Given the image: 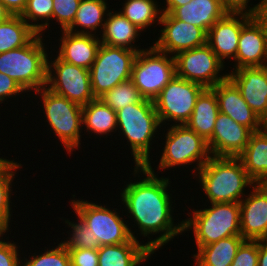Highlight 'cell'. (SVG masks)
<instances>
[{"label": "cell", "mask_w": 267, "mask_h": 266, "mask_svg": "<svg viewBox=\"0 0 267 266\" xmlns=\"http://www.w3.org/2000/svg\"><path fill=\"white\" fill-rule=\"evenodd\" d=\"M70 221V218L59 217L65 225V228H70L66 231L67 238L63 237L61 243L66 247L67 250L72 249H99L101 246L98 239L91 233V230L86 226V224L78 217ZM77 219V220H76ZM65 238V239H64Z\"/></svg>", "instance_id": "34"}, {"label": "cell", "mask_w": 267, "mask_h": 266, "mask_svg": "<svg viewBox=\"0 0 267 266\" xmlns=\"http://www.w3.org/2000/svg\"><path fill=\"white\" fill-rule=\"evenodd\" d=\"M237 157L255 183L267 174V126L251 133L247 146Z\"/></svg>", "instance_id": "29"}, {"label": "cell", "mask_w": 267, "mask_h": 266, "mask_svg": "<svg viewBox=\"0 0 267 266\" xmlns=\"http://www.w3.org/2000/svg\"><path fill=\"white\" fill-rule=\"evenodd\" d=\"M252 131L219 112L212 137L207 141L212 156L237 157L247 146Z\"/></svg>", "instance_id": "18"}, {"label": "cell", "mask_w": 267, "mask_h": 266, "mask_svg": "<svg viewBox=\"0 0 267 266\" xmlns=\"http://www.w3.org/2000/svg\"><path fill=\"white\" fill-rule=\"evenodd\" d=\"M75 195L74 193L70 198L72 200L68 201L72 212L91 230L100 246L126 243L132 239L126 217H123L121 202L118 208H114V205L110 207L111 204H102L101 201L99 204L98 201L85 200L83 197L78 199Z\"/></svg>", "instance_id": "8"}, {"label": "cell", "mask_w": 267, "mask_h": 266, "mask_svg": "<svg viewBox=\"0 0 267 266\" xmlns=\"http://www.w3.org/2000/svg\"><path fill=\"white\" fill-rule=\"evenodd\" d=\"M49 54L46 88L81 106L96 99L90 70L64 62L52 50Z\"/></svg>", "instance_id": "12"}, {"label": "cell", "mask_w": 267, "mask_h": 266, "mask_svg": "<svg viewBox=\"0 0 267 266\" xmlns=\"http://www.w3.org/2000/svg\"><path fill=\"white\" fill-rule=\"evenodd\" d=\"M230 65L233 66L230 71L242 67L267 66V32L257 16H253L242 27L237 55Z\"/></svg>", "instance_id": "17"}, {"label": "cell", "mask_w": 267, "mask_h": 266, "mask_svg": "<svg viewBox=\"0 0 267 266\" xmlns=\"http://www.w3.org/2000/svg\"><path fill=\"white\" fill-rule=\"evenodd\" d=\"M191 0H163L164 6L162 7L163 13H172L177 7L183 6L189 3Z\"/></svg>", "instance_id": "44"}, {"label": "cell", "mask_w": 267, "mask_h": 266, "mask_svg": "<svg viewBox=\"0 0 267 266\" xmlns=\"http://www.w3.org/2000/svg\"><path fill=\"white\" fill-rule=\"evenodd\" d=\"M160 3V4H158ZM161 2L157 0H123L119 4L122 8L118 10L126 17L132 24L139 28L143 33L150 31V27L159 26L162 17Z\"/></svg>", "instance_id": "31"}, {"label": "cell", "mask_w": 267, "mask_h": 266, "mask_svg": "<svg viewBox=\"0 0 267 266\" xmlns=\"http://www.w3.org/2000/svg\"><path fill=\"white\" fill-rule=\"evenodd\" d=\"M9 235L12 236L11 233L0 234V266H22L21 252L25 247L11 239L9 241Z\"/></svg>", "instance_id": "38"}, {"label": "cell", "mask_w": 267, "mask_h": 266, "mask_svg": "<svg viewBox=\"0 0 267 266\" xmlns=\"http://www.w3.org/2000/svg\"><path fill=\"white\" fill-rule=\"evenodd\" d=\"M132 238L129 242L102 245L98 249L99 266H140L149 261L153 254L146 242Z\"/></svg>", "instance_id": "23"}, {"label": "cell", "mask_w": 267, "mask_h": 266, "mask_svg": "<svg viewBox=\"0 0 267 266\" xmlns=\"http://www.w3.org/2000/svg\"><path fill=\"white\" fill-rule=\"evenodd\" d=\"M99 99L115 112L127 105L144 100L131 79L121 82L110 91L105 92Z\"/></svg>", "instance_id": "36"}, {"label": "cell", "mask_w": 267, "mask_h": 266, "mask_svg": "<svg viewBox=\"0 0 267 266\" xmlns=\"http://www.w3.org/2000/svg\"><path fill=\"white\" fill-rule=\"evenodd\" d=\"M159 27L160 34L152 45L171 56L207 44V33L202 28L176 19L171 13L162 14Z\"/></svg>", "instance_id": "14"}, {"label": "cell", "mask_w": 267, "mask_h": 266, "mask_svg": "<svg viewBox=\"0 0 267 266\" xmlns=\"http://www.w3.org/2000/svg\"><path fill=\"white\" fill-rule=\"evenodd\" d=\"M23 166L14 158L13 160L6 158L0 164V234H8L13 231L11 227L14 221L12 213H14L15 209L13 210L12 207H17L13 206L15 203L12 202L14 201L12 196L16 194V192H13V187L15 186L13 184L16 182L13 181L16 179L18 170L22 171Z\"/></svg>", "instance_id": "26"}, {"label": "cell", "mask_w": 267, "mask_h": 266, "mask_svg": "<svg viewBox=\"0 0 267 266\" xmlns=\"http://www.w3.org/2000/svg\"><path fill=\"white\" fill-rule=\"evenodd\" d=\"M162 128L163 137H160L164 141L161 140L162 143L159 144H162L164 147L157 152L158 154L162 152L159 154L160 159L159 161L157 158L155 161L150 160L145 167L152 173L159 170V175L160 172L165 174V172L172 170V168L175 170L176 168L178 170L182 169L180 170L181 172L184 167L186 169L193 167V169H188L189 172H192V178L212 156L207 141L186 124L171 125L167 126V128L164 126ZM155 162L159 164L156 166ZM154 165L155 167L153 168Z\"/></svg>", "instance_id": "4"}, {"label": "cell", "mask_w": 267, "mask_h": 266, "mask_svg": "<svg viewBox=\"0 0 267 266\" xmlns=\"http://www.w3.org/2000/svg\"><path fill=\"white\" fill-rule=\"evenodd\" d=\"M219 112L215 92L211 88H205L198 96L186 125L208 141L212 137Z\"/></svg>", "instance_id": "28"}, {"label": "cell", "mask_w": 267, "mask_h": 266, "mask_svg": "<svg viewBox=\"0 0 267 266\" xmlns=\"http://www.w3.org/2000/svg\"><path fill=\"white\" fill-rule=\"evenodd\" d=\"M252 17L247 13L228 12L208 30L207 45L225 65L229 59L231 62L236 58L241 29Z\"/></svg>", "instance_id": "16"}, {"label": "cell", "mask_w": 267, "mask_h": 266, "mask_svg": "<svg viewBox=\"0 0 267 266\" xmlns=\"http://www.w3.org/2000/svg\"><path fill=\"white\" fill-rule=\"evenodd\" d=\"M82 123L84 135L88 134L90 139H92L90 137L92 134H94L95 139L99 137V141L102 140L101 138L110 139L112 136L114 138L116 136L113 135L117 133L116 112L99 98L82 106Z\"/></svg>", "instance_id": "24"}, {"label": "cell", "mask_w": 267, "mask_h": 266, "mask_svg": "<svg viewBox=\"0 0 267 266\" xmlns=\"http://www.w3.org/2000/svg\"><path fill=\"white\" fill-rule=\"evenodd\" d=\"M12 15H21L27 0H0Z\"/></svg>", "instance_id": "43"}, {"label": "cell", "mask_w": 267, "mask_h": 266, "mask_svg": "<svg viewBox=\"0 0 267 266\" xmlns=\"http://www.w3.org/2000/svg\"><path fill=\"white\" fill-rule=\"evenodd\" d=\"M46 37L37 34L27 45L0 53V72L18 82L29 95L46 86L50 55Z\"/></svg>", "instance_id": "7"}, {"label": "cell", "mask_w": 267, "mask_h": 266, "mask_svg": "<svg viewBox=\"0 0 267 266\" xmlns=\"http://www.w3.org/2000/svg\"><path fill=\"white\" fill-rule=\"evenodd\" d=\"M217 97L219 111L234 121L248 127L252 132L261 130L265 124L243 99L236 85L227 78L211 88Z\"/></svg>", "instance_id": "21"}, {"label": "cell", "mask_w": 267, "mask_h": 266, "mask_svg": "<svg viewBox=\"0 0 267 266\" xmlns=\"http://www.w3.org/2000/svg\"><path fill=\"white\" fill-rule=\"evenodd\" d=\"M54 33H60L61 36L55 40L58 44L52 51L64 62L90 70L101 46L99 36L67 30H56Z\"/></svg>", "instance_id": "19"}, {"label": "cell", "mask_w": 267, "mask_h": 266, "mask_svg": "<svg viewBox=\"0 0 267 266\" xmlns=\"http://www.w3.org/2000/svg\"><path fill=\"white\" fill-rule=\"evenodd\" d=\"M175 75L174 56L150 45L138 52L131 80L144 99L154 101Z\"/></svg>", "instance_id": "9"}, {"label": "cell", "mask_w": 267, "mask_h": 266, "mask_svg": "<svg viewBox=\"0 0 267 266\" xmlns=\"http://www.w3.org/2000/svg\"><path fill=\"white\" fill-rule=\"evenodd\" d=\"M253 4V0H222L225 9L232 13H247L256 16L264 0H258ZM251 2V3H250Z\"/></svg>", "instance_id": "42"}, {"label": "cell", "mask_w": 267, "mask_h": 266, "mask_svg": "<svg viewBox=\"0 0 267 266\" xmlns=\"http://www.w3.org/2000/svg\"><path fill=\"white\" fill-rule=\"evenodd\" d=\"M133 167V171L129 175H132L133 178L129 177L130 179L124 181L122 189L118 188L119 195L115 194L118 200L117 198L113 200H116L117 204L118 201L121 202L126 219H131L127 220V223L132 238L138 241L141 240L139 236L144 237L145 241L147 238V248L156 254L155 252L163 249V246L168 245L170 241L173 242L175 237L178 239L180 235H184L183 221L175 222L178 214L182 215V213L173 216L177 210L175 209L177 205L175 200L177 199H175L176 194H172L176 190L172 189L174 187L169 178L171 176L161 175L159 177L157 172L152 173L145 166Z\"/></svg>", "instance_id": "1"}, {"label": "cell", "mask_w": 267, "mask_h": 266, "mask_svg": "<svg viewBox=\"0 0 267 266\" xmlns=\"http://www.w3.org/2000/svg\"><path fill=\"white\" fill-rule=\"evenodd\" d=\"M116 116L118 132L116 135L121 136V145L127 140L124 147L125 149L129 147L128 150H131L134 166H145L150 160H153V155L150 156L151 150H155L153 144L156 143L159 150L160 145L156 139L158 138L160 141L159 136L162 135L159 133L162 125L154 101L144 99L140 103L127 105L116 111ZM126 145H128L127 148Z\"/></svg>", "instance_id": "3"}, {"label": "cell", "mask_w": 267, "mask_h": 266, "mask_svg": "<svg viewBox=\"0 0 267 266\" xmlns=\"http://www.w3.org/2000/svg\"><path fill=\"white\" fill-rule=\"evenodd\" d=\"M174 60L176 76L204 88H212L228 78L229 65H225L207 44L179 52Z\"/></svg>", "instance_id": "13"}, {"label": "cell", "mask_w": 267, "mask_h": 266, "mask_svg": "<svg viewBox=\"0 0 267 266\" xmlns=\"http://www.w3.org/2000/svg\"><path fill=\"white\" fill-rule=\"evenodd\" d=\"M36 35L20 15H12L0 23V53L23 47Z\"/></svg>", "instance_id": "32"}, {"label": "cell", "mask_w": 267, "mask_h": 266, "mask_svg": "<svg viewBox=\"0 0 267 266\" xmlns=\"http://www.w3.org/2000/svg\"><path fill=\"white\" fill-rule=\"evenodd\" d=\"M25 95L30 98L29 93H27L18 82L10 78L8 75L0 72V105L6 101L7 103L4 104H8L12 98L13 100H16L17 98V101H19V98L22 97L24 100L23 97H25Z\"/></svg>", "instance_id": "40"}, {"label": "cell", "mask_w": 267, "mask_h": 266, "mask_svg": "<svg viewBox=\"0 0 267 266\" xmlns=\"http://www.w3.org/2000/svg\"><path fill=\"white\" fill-rule=\"evenodd\" d=\"M6 158H8V156L6 157V156H4V157H0V164L6 159Z\"/></svg>", "instance_id": "49"}, {"label": "cell", "mask_w": 267, "mask_h": 266, "mask_svg": "<svg viewBox=\"0 0 267 266\" xmlns=\"http://www.w3.org/2000/svg\"><path fill=\"white\" fill-rule=\"evenodd\" d=\"M81 0H53L52 23H57L60 31L67 30L73 23Z\"/></svg>", "instance_id": "37"}, {"label": "cell", "mask_w": 267, "mask_h": 266, "mask_svg": "<svg viewBox=\"0 0 267 266\" xmlns=\"http://www.w3.org/2000/svg\"><path fill=\"white\" fill-rule=\"evenodd\" d=\"M259 240H244L230 266H258Z\"/></svg>", "instance_id": "39"}, {"label": "cell", "mask_w": 267, "mask_h": 266, "mask_svg": "<svg viewBox=\"0 0 267 266\" xmlns=\"http://www.w3.org/2000/svg\"><path fill=\"white\" fill-rule=\"evenodd\" d=\"M191 179L198 181L199 189L206 196L202 203L205 198L204 203H240L256 184L240 159L228 156H211Z\"/></svg>", "instance_id": "2"}, {"label": "cell", "mask_w": 267, "mask_h": 266, "mask_svg": "<svg viewBox=\"0 0 267 266\" xmlns=\"http://www.w3.org/2000/svg\"><path fill=\"white\" fill-rule=\"evenodd\" d=\"M256 16L264 24L266 32H267V0H264Z\"/></svg>", "instance_id": "46"}, {"label": "cell", "mask_w": 267, "mask_h": 266, "mask_svg": "<svg viewBox=\"0 0 267 266\" xmlns=\"http://www.w3.org/2000/svg\"><path fill=\"white\" fill-rule=\"evenodd\" d=\"M12 14L7 10L5 5L0 1V23L7 20Z\"/></svg>", "instance_id": "47"}, {"label": "cell", "mask_w": 267, "mask_h": 266, "mask_svg": "<svg viewBox=\"0 0 267 266\" xmlns=\"http://www.w3.org/2000/svg\"><path fill=\"white\" fill-rule=\"evenodd\" d=\"M31 96L32 99L35 97V100H40L37 101V105L39 106L40 103L39 107H42V109L38 113H43L41 116L44 117L45 126L48 128L46 129L47 132L50 130V138H52L51 134L54 133L53 135L55 136L53 137H55L56 143L60 142L62 144L63 150H66L69 157L76 150H81L79 148L82 147L81 139L84 135L82 134V106L52 92L46 87L31 93ZM56 137L59 142H57Z\"/></svg>", "instance_id": "5"}, {"label": "cell", "mask_w": 267, "mask_h": 266, "mask_svg": "<svg viewBox=\"0 0 267 266\" xmlns=\"http://www.w3.org/2000/svg\"><path fill=\"white\" fill-rule=\"evenodd\" d=\"M227 13L222 0H191L177 7L171 14L176 19L193 24L208 33L212 25Z\"/></svg>", "instance_id": "25"}, {"label": "cell", "mask_w": 267, "mask_h": 266, "mask_svg": "<svg viewBox=\"0 0 267 266\" xmlns=\"http://www.w3.org/2000/svg\"><path fill=\"white\" fill-rule=\"evenodd\" d=\"M245 239L242 236H231L218 242L202 246L191 254L194 266H230L236 252Z\"/></svg>", "instance_id": "30"}, {"label": "cell", "mask_w": 267, "mask_h": 266, "mask_svg": "<svg viewBox=\"0 0 267 266\" xmlns=\"http://www.w3.org/2000/svg\"><path fill=\"white\" fill-rule=\"evenodd\" d=\"M71 266H99L97 249L68 250Z\"/></svg>", "instance_id": "41"}, {"label": "cell", "mask_w": 267, "mask_h": 266, "mask_svg": "<svg viewBox=\"0 0 267 266\" xmlns=\"http://www.w3.org/2000/svg\"><path fill=\"white\" fill-rule=\"evenodd\" d=\"M256 185L261 188L267 194V174L264 175Z\"/></svg>", "instance_id": "48"}, {"label": "cell", "mask_w": 267, "mask_h": 266, "mask_svg": "<svg viewBox=\"0 0 267 266\" xmlns=\"http://www.w3.org/2000/svg\"><path fill=\"white\" fill-rule=\"evenodd\" d=\"M258 266H267V241H259Z\"/></svg>", "instance_id": "45"}, {"label": "cell", "mask_w": 267, "mask_h": 266, "mask_svg": "<svg viewBox=\"0 0 267 266\" xmlns=\"http://www.w3.org/2000/svg\"><path fill=\"white\" fill-rule=\"evenodd\" d=\"M204 89L197 83L175 75L154 100L162 127L186 124L192 115L198 96Z\"/></svg>", "instance_id": "11"}, {"label": "cell", "mask_w": 267, "mask_h": 266, "mask_svg": "<svg viewBox=\"0 0 267 266\" xmlns=\"http://www.w3.org/2000/svg\"><path fill=\"white\" fill-rule=\"evenodd\" d=\"M114 10L111 8L107 14L102 32L99 35L100 42L109 46L128 48L136 52L145 49L141 47L140 44L142 43H136L140 41L143 32L124 17L119 10Z\"/></svg>", "instance_id": "22"}, {"label": "cell", "mask_w": 267, "mask_h": 266, "mask_svg": "<svg viewBox=\"0 0 267 266\" xmlns=\"http://www.w3.org/2000/svg\"><path fill=\"white\" fill-rule=\"evenodd\" d=\"M239 205L241 236L267 241V194L255 184Z\"/></svg>", "instance_id": "20"}, {"label": "cell", "mask_w": 267, "mask_h": 266, "mask_svg": "<svg viewBox=\"0 0 267 266\" xmlns=\"http://www.w3.org/2000/svg\"><path fill=\"white\" fill-rule=\"evenodd\" d=\"M208 205V207H206ZM203 203L202 208L188 207L191 212L182 219L183 233L192 231L195 250L231 236H241L239 203ZM210 205V206H209ZM204 206V208H203ZM192 208V209H191ZM191 229V230H190ZM194 236V237H193Z\"/></svg>", "instance_id": "6"}, {"label": "cell", "mask_w": 267, "mask_h": 266, "mask_svg": "<svg viewBox=\"0 0 267 266\" xmlns=\"http://www.w3.org/2000/svg\"><path fill=\"white\" fill-rule=\"evenodd\" d=\"M228 78L239 89L248 106L267 126V66L242 67L228 71Z\"/></svg>", "instance_id": "15"}, {"label": "cell", "mask_w": 267, "mask_h": 266, "mask_svg": "<svg viewBox=\"0 0 267 266\" xmlns=\"http://www.w3.org/2000/svg\"><path fill=\"white\" fill-rule=\"evenodd\" d=\"M107 0H81L72 25L67 31L99 36L109 12ZM99 33V34H98Z\"/></svg>", "instance_id": "27"}, {"label": "cell", "mask_w": 267, "mask_h": 266, "mask_svg": "<svg viewBox=\"0 0 267 266\" xmlns=\"http://www.w3.org/2000/svg\"><path fill=\"white\" fill-rule=\"evenodd\" d=\"M138 52L102 44L90 68L92 92L99 98L121 82L131 79V72Z\"/></svg>", "instance_id": "10"}, {"label": "cell", "mask_w": 267, "mask_h": 266, "mask_svg": "<svg viewBox=\"0 0 267 266\" xmlns=\"http://www.w3.org/2000/svg\"><path fill=\"white\" fill-rule=\"evenodd\" d=\"M52 13L53 0H27L25 9L20 16L37 34L45 36V33H48L47 38L53 40L50 37V33L52 32V27L50 26Z\"/></svg>", "instance_id": "33"}, {"label": "cell", "mask_w": 267, "mask_h": 266, "mask_svg": "<svg viewBox=\"0 0 267 266\" xmlns=\"http://www.w3.org/2000/svg\"><path fill=\"white\" fill-rule=\"evenodd\" d=\"M61 238H57L53 243L55 246L45 247L42 249L44 252H28V258L26 253L22 252V266H71V259L66 247L59 241ZM32 252V253H31ZM24 254V255H23ZM31 254V255H30Z\"/></svg>", "instance_id": "35"}]
</instances>
